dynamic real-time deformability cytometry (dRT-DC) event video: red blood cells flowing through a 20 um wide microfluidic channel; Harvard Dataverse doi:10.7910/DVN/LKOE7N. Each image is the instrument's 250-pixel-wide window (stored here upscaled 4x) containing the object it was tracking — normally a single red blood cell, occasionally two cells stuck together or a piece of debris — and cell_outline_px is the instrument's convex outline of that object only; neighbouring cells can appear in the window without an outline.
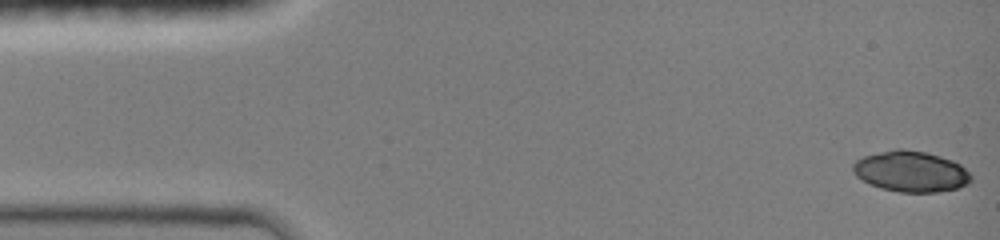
{"species": "common noctule bat (a hibernating species)", "species_latin": "Nyctalus noctula", "temperature_condition": "room temperature", "stored_images_in_passage": 4, "camera_frame_rate_fps": 3000, "um_per_image_px": 0.085, "animal": {"sex": "female", "body_mass_g": 19.0, "forearm_length_mm": 51.5}, "frame": {"image": 1, "passage_image": 1, "time_ms": 0.0, "image_size_px": [1000, 240], "cell_outline_px": [[972, 180], [956, 188], [936, 192], [900, 192], [880, 188], [856, 176], [852, 168], [852, 164], [856, 160], [864, 156], [900, 148], [924, 152], [940, 156], [952, 160], [960, 164], [972, 176]], "centroid_in_image_um": [77.42, 14.57], "position_along_channel_um": 7.6, "area_um2": 27.69}}